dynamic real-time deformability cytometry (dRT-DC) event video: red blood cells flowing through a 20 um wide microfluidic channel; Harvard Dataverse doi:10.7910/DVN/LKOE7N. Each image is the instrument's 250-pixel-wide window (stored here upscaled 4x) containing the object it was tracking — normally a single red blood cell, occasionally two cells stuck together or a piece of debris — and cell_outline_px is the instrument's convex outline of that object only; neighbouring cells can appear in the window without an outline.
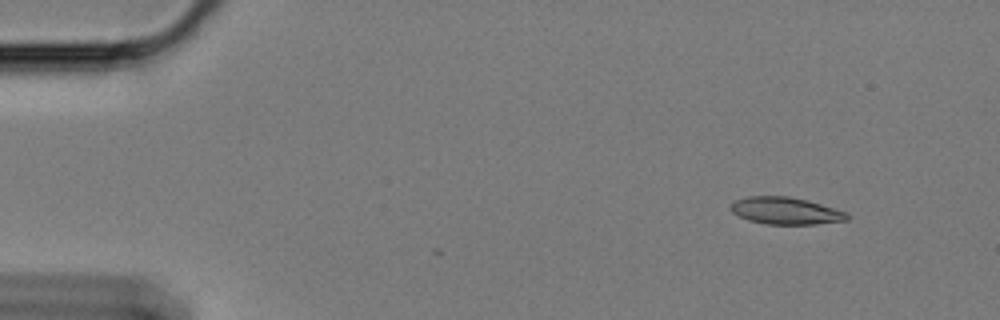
{"species": "Egyptian fruit bat (a non-hibernating species)", "species_latin": "Rousettus aegyptiacus", "temperature_condition": "cold", "stored_images_in_passage": 4, "camera_frame_rate_fps": 3000, "um_per_image_px": 0.085, "animal": {"sex": "female"}, "frame": {"image": 1, "passage_image": 1, "time_ms": 0.0, "image_size_px": [1000, 320], "cell_outline_px": [[848, 220], [816, 224], [768, 224], [748, 220], [732, 212], [728, 208], [736, 200], [748, 196], [788, 196], [820, 204], [848, 212]], "centroid_in_image_um": [66.77, 17.92], "position_along_channel_um": 18.2, "area_um2": 18.21}}